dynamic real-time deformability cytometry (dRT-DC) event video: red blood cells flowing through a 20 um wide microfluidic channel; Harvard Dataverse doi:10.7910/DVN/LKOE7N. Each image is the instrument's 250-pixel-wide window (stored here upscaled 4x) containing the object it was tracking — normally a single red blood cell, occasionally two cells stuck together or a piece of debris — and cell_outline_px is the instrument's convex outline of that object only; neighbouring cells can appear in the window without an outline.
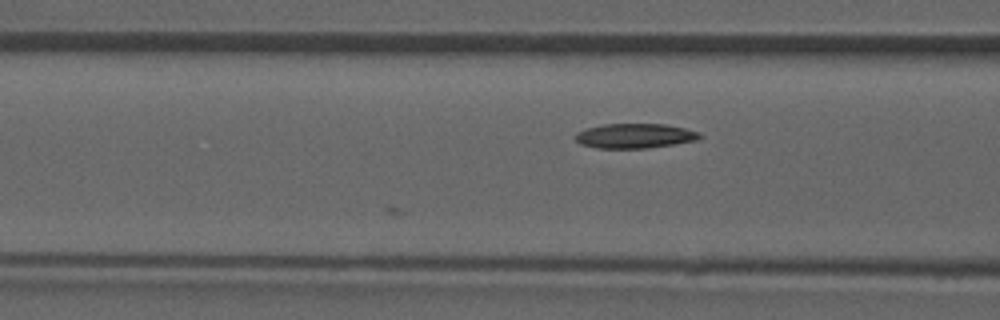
{"species": "common noctule bat (a hibernating species)", "species_latin": "Nyctalus noctula", "temperature_condition": "room temperature", "stored_images_in_passage": 4, "camera_frame_rate_fps": 3000, "um_per_image_px": 0.085, "animal": {"sex": "male", "forearm_length_mm": 52.5}, "frame": {"image": 1, "passage_image": 4, "time_ms": 1.0, "image_size_px": [1000, 320], "cell_outline_px": [[704, 136], [696, 140], [648, 148], [596, 148], [580, 144], [576, 140], [576, 132], [588, 128], [604, 124], [664, 124], [684, 128], [700, 132]], "centroid_in_image_um": [53.97, 11.55], "position_along_channel_um": 112.6, "area_um2": 17.8}}